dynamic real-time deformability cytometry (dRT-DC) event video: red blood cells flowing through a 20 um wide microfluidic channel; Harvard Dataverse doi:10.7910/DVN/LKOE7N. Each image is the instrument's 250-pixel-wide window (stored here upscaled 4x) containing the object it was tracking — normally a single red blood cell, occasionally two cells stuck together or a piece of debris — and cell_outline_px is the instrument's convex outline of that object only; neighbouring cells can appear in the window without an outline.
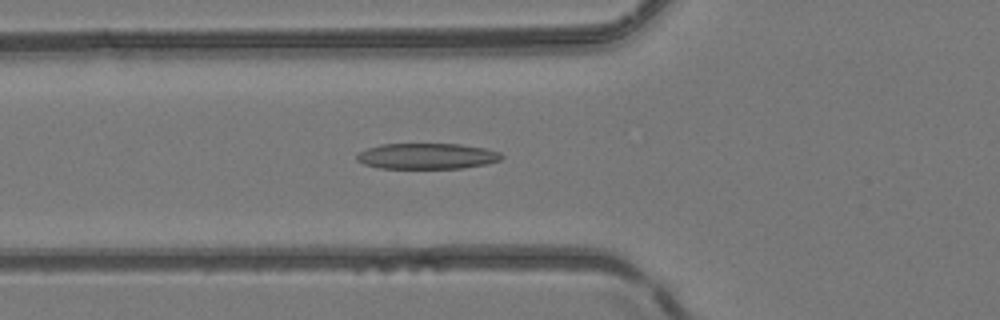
{"species": "common noctule bat (a hibernating species)", "species_latin": "Nyctalus noctula", "temperature_condition": "room temperature", "stored_images_in_passage": 51, "camera_frame_rate_fps": 3000, "um_per_image_px": 0.085, "animal": {"sex": "female", "body_mass_g": 24.6, "forearm_length_mm": 56.2}, "frame": {"image": 1, "passage_image": 19, "time_ms": 6.0, "image_size_px": [1000, 320], "cell_outline_px": [[504, 156], [500, 160], [484, 164], [464, 168], [380, 168], [364, 164], [356, 160], [356, 156], [360, 152], [368, 148], [380, 144], [460, 144], [484, 148], [500, 152]], "centroid_in_image_um": [36.29, 13.27], "position_along_channel_um": 89.5, "area_um2": 21.68}}
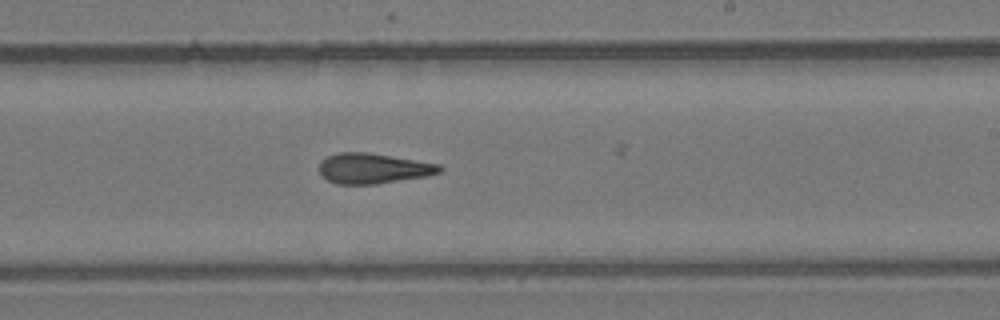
{"frame": {"image": 2, "passage_image": 31, "time_ms": 10.0, "image_size_px": [1000, 320], "cell_outline_px": [[444, 168], [440, 172], [428, 176], [376, 184], [336, 184], [328, 180], [320, 172], [320, 160], [336, 152], [368, 152], [440, 164]], "centroid_in_image_um": [31.74, 14.31], "position_along_channel_um": 257.3, "area_um2": 21.33}}
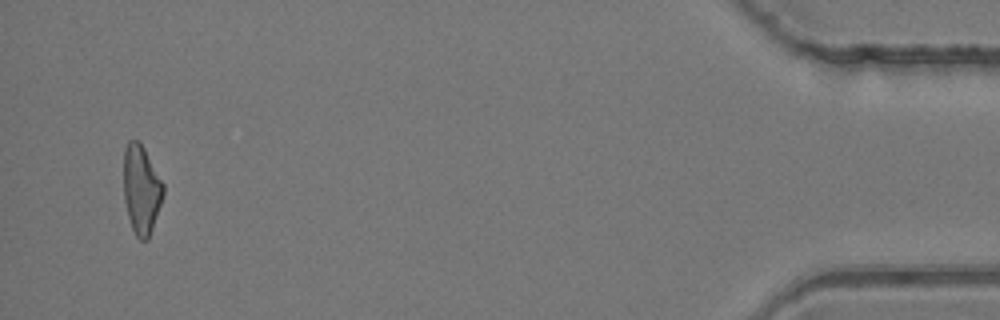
{"frame": {"image": 3, "passage_image": 49, "time_ms": 16.0, "image_size_px": [1000, 320], "cell_outline_px": [[164, 196], [148, 240], [140, 240], [136, 236], [132, 228], [128, 216], [124, 200], [124, 148], [128, 140], [140, 140], [164, 184]], "centroid_in_image_um": [12.02, 16.09], "position_along_channel_um": 423.2, "area_um2": 20.69}, "authors_computed_cell_mechanics": {"area_um2": 21.4438, "velocity_mm_per_s": 4.1795, "shape_relaxation_time_tau1_ms": null, "shape_relaxation_time_tau2_ms": 2.9751, "deformation_change_tau1": null, "deformation_change_tau2": 0.1334}}